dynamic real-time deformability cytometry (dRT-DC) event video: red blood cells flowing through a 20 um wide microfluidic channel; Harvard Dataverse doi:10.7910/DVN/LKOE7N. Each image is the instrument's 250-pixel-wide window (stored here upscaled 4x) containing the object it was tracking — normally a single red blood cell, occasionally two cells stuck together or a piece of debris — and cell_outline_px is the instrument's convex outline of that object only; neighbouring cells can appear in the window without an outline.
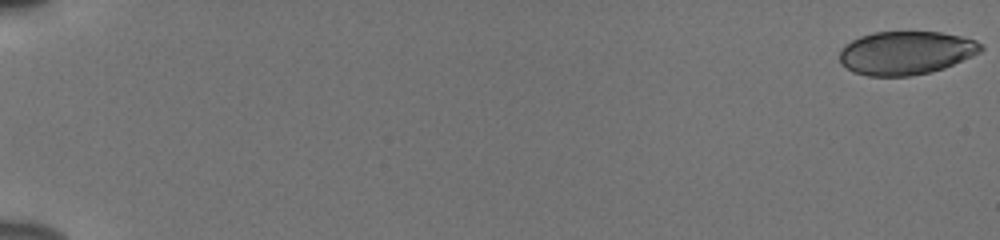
{"species": "human", "species_latin": "Homo sapiens", "temperature_condition": "cold", "stored_images_in_passage": 55, "camera_frame_rate_fps": 3000, "um_per_image_px": 0.085, "donor": {"sex": "male"}, "frame": {"image": 1, "passage_image": 1, "time_ms": 0.0, "image_size_px": [1000, 240], "cell_outline_px": [[984, 48], [980, 52], [972, 56], [944, 68], [928, 72], [908, 76], [868, 76], [852, 72], [840, 64], [840, 48], [844, 44], [860, 36], [872, 32], [940, 32], [960, 36], [976, 40], [984, 44]], "centroid_in_image_um": [76.98, 4.49], "position_along_channel_um": 8.0, "area_um2": 35.95}}
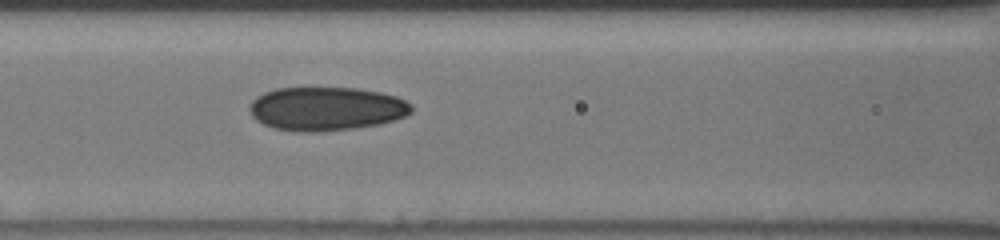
{"frame": {"image": 2, "passage_image": 27, "time_ms": 8.667, "image_size_px": [1000, 240], "cell_outline_px": [[412, 112], [404, 116], [380, 124], [352, 128], [316, 132], [300, 132], [276, 128], [264, 124], [256, 120], [252, 116], [248, 108], [252, 100], [256, 96], [264, 92], [276, 88], [356, 88], [380, 92], [396, 96], [412, 104]], "centroid_in_image_um": [27.71, 9.23], "position_along_channel_um": 138.9, "area_um2": 41.15}}
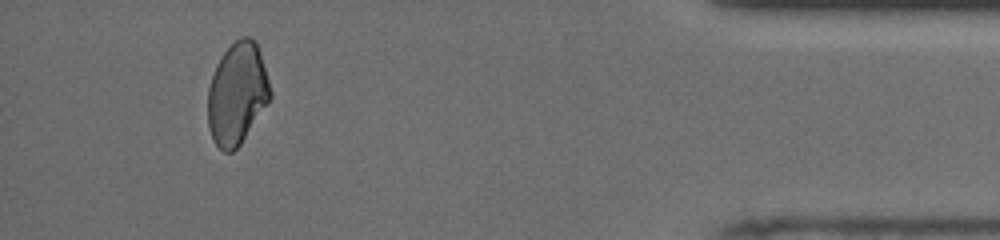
{"frame": {"image": 3, "passage_image": 52, "time_ms": 17.0, "image_size_px": [1000, 240], "cell_outline_px": [[272, 96], [240, 144], [232, 152], [224, 152], [216, 144], [208, 128], [208, 88], [216, 64], [224, 52], [236, 40], [244, 36], [248, 36], [256, 40], [260, 52], [272, 92]], "centroid_in_image_um": [20.15, 7.94], "position_along_channel_um": 415.0, "area_um2": 36.76}, "authors_computed_cell_mechanics": {"area_um2": 38.4948, "velocity_mm_per_s": 3.8855, "shape_relaxation_time_tau1_ms": 7.2126, "shape_relaxation_time_tau2_ms": 4.3189, "deformation_change_tau1": 0.1282, "deformation_change_tau2": 0.0894}}